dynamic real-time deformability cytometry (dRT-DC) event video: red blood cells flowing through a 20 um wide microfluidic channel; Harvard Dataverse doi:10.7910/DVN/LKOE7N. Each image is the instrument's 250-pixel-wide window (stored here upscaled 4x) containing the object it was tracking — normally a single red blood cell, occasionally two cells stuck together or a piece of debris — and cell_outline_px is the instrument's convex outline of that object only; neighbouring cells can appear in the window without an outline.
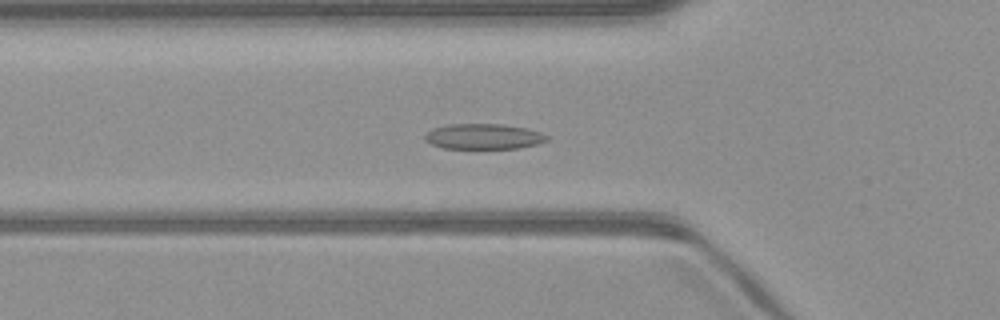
{"species": "common noctule bat (a hibernating species)", "species_latin": "Nyctalus noctula", "temperature_condition": "warm", "stored_images_in_passage": 52, "camera_frame_rate_fps": 3000, "um_per_image_px": 0.085, "animal": {"sex": "male", "body_mass_g": 23.1, "forearm_length_mm": 52.7}, "frame": {"image": 1, "passage_image": 18, "time_ms": 5.667, "image_size_px": [1000, 320], "cell_outline_px": [[548, 140], [536, 144], [520, 148], [444, 148], [432, 144], [424, 140], [424, 136], [432, 128], [448, 124], [504, 124], [524, 128], [540, 132], [548, 136]], "centroid_in_image_um": [41.08, 11.59], "position_along_channel_um": 84.7, "area_um2": 17.98}}
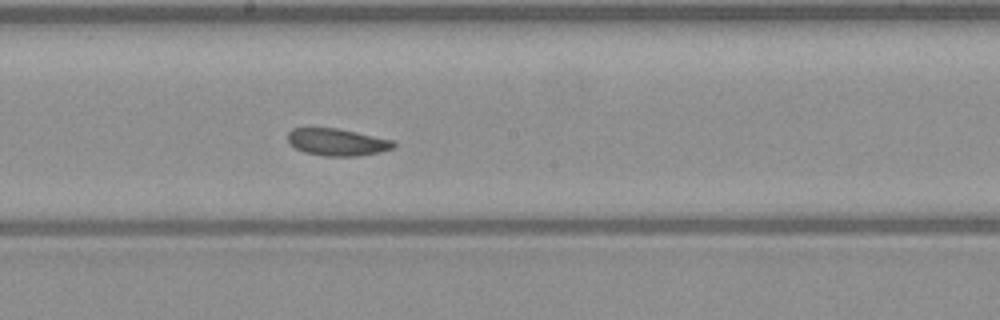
{"frame": {"image": 2, "passage_image": 28, "time_ms": 9.0, "image_size_px": [1000, 320], "cell_outline_px": [[396, 148], [380, 152], [356, 156], [324, 156], [304, 152], [296, 148], [288, 140], [288, 132], [292, 128], [336, 128], [356, 132], [392, 140], [396, 144]], "centroid_in_image_um": [28.68, 12.08], "position_along_channel_um": 219.5, "area_um2": 16.65}}
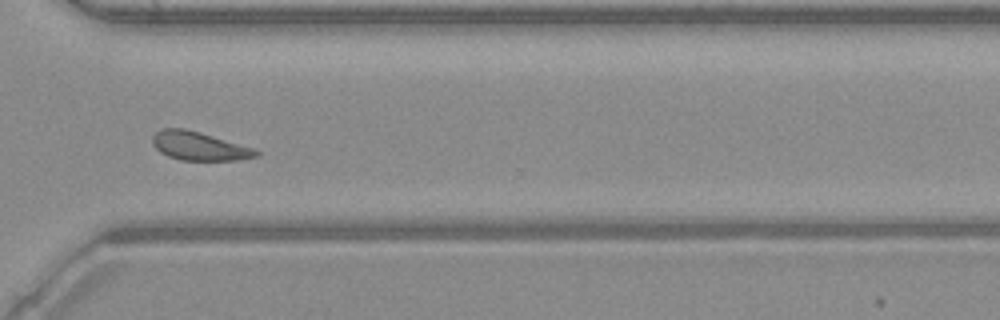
{"frame": {"image": 3, "passage_image": 38, "time_ms": 12.333, "image_size_px": [1000, 320], "cell_outline_px": [[260, 156], [236, 160], [180, 160], [168, 156], [160, 152], [152, 144], [152, 136], [160, 128], [184, 128], [200, 132], [256, 148], [260, 152]], "centroid_in_image_um": [16.95, 12.41], "position_along_channel_um": 353.7, "area_um2": 17.46}, "authors_computed_cell_mechanics": {"area_um2": 18.1492, "velocity_mm_per_s": 4.0344, "shape_relaxation_time_tau1_ms": 2.3295, "shape_relaxation_time_tau2_ms": 1.4752, "deformation_change_tau1": 0.0766, "deformation_change_tau2": 0.0571}}